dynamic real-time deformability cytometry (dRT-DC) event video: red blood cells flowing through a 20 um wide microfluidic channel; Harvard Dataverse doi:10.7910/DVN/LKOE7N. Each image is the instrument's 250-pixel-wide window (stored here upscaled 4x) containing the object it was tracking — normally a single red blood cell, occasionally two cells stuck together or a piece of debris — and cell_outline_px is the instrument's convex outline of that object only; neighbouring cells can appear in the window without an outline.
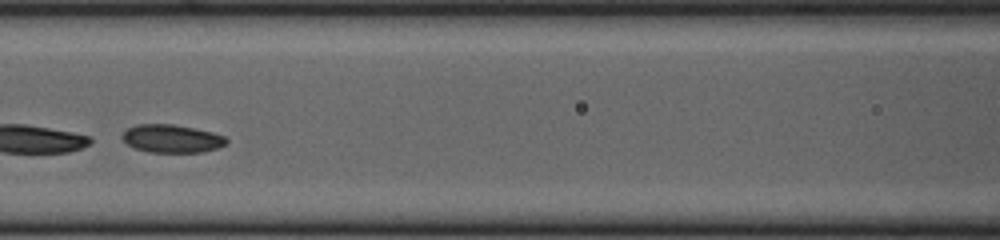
{"species": "common noctule bat (a hibernating species)", "species_latin": "Nyctalus noctula", "temperature_condition": "cold", "stored_images_in_passage": 45, "segment_of_instrument_passage": [2, 2], "camera_frame_rate_fps": 3000, "um_per_image_px": 0.085, "animal": {"sex": "female", "body_mass_g": 23.0, "forearm_length_mm": 53.4}, "frame": {"image": 1, "passage_image": 16, "time_ms": 5.0, "image_size_px": [1000, 240], "cell_outline_px": [[228, 140], [224, 144], [216, 148], [200, 152], [148, 152], [136, 148], [128, 144], [124, 140], [124, 132], [128, 128], [136, 124], [172, 124], [212, 132], [224, 136]], "centroid_in_image_um": [14.6, 11.78], "position_along_channel_um": 152.0, "area_um2": 16.65}}